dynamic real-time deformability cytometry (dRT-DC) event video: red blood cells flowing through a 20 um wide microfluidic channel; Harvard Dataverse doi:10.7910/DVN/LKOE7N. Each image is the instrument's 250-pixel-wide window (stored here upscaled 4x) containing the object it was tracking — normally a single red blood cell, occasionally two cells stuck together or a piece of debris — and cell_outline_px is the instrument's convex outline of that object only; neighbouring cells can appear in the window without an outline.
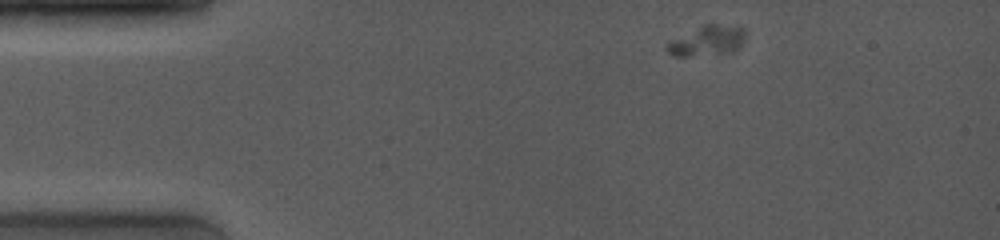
{"species": "common noctule bat (a hibernating species)", "species_latin": "Nyctalus noctula", "temperature_condition": "room temperature", "stored_images_in_passage": 25, "camera_frame_rate_fps": 4000, "um_per_image_px": 0.085, "animal": {"sex": "female", "body_mass_g": 19.0, "forearm_length_mm": 53.3}, "frame": {"image": 1, "passage_image": 1, "time_ms": 0.0, "image_size_px": [1000, 240], "cell_outline_px": [[744, 40], [732, 52], [688, 56], [672, 56], [668, 52], [668, 44], [672, 40], [704, 24], [716, 24], [744, 28]], "centroid_in_image_um": [60.12, 3.46], "position_along_channel_um": 24.9, "area_um2": 13.24}}
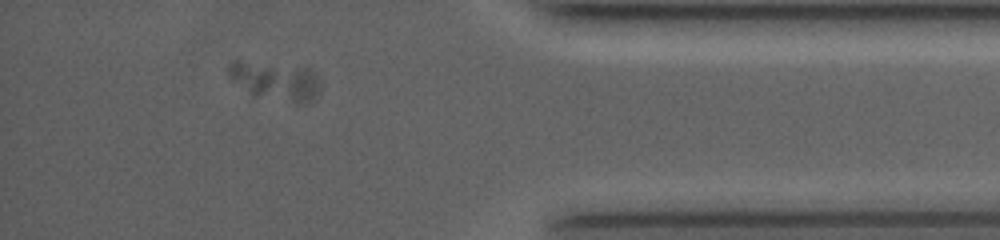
{"frame": {"image": 2, "passage_image": 23, "time_ms": 12.5, "image_size_px": [1000, 240], "cell_outline_px": [[320, 92], [312, 100], [304, 104], [296, 104], [252, 96], [232, 80], [228, 76], [228, 64], [232, 60], [240, 60], [308, 68], [316, 76], [320, 84]], "centroid_in_image_um": [23.39, 6.91], "position_along_channel_um": 411.8, "area_um2": 21.04}}